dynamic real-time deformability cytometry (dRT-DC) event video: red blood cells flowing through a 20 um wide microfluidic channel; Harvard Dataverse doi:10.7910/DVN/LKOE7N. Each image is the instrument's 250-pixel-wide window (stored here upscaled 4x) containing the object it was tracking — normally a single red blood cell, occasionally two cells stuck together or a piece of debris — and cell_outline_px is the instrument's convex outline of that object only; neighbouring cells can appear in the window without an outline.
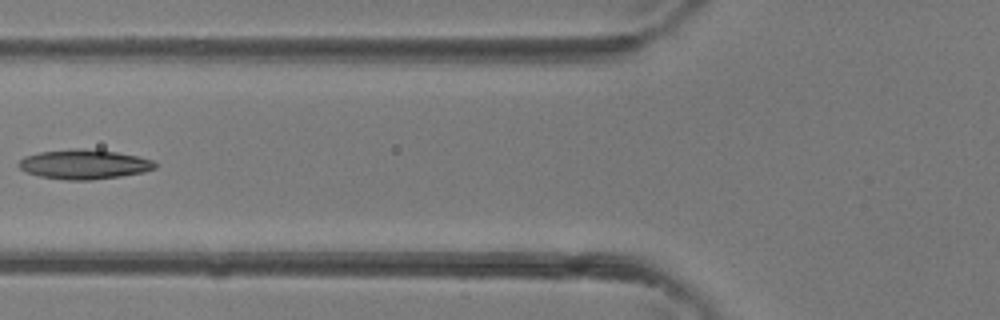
{"species": "common noctule bat (a hibernating species)", "species_latin": "Nyctalus noctula", "temperature_condition": "room temperature", "stored_images_in_passage": 4, "camera_frame_rate_fps": 3000, "um_per_image_px": 0.085, "animal": {"sex": "female"}, "frame": {"image": 1, "passage_image": 4, "time_ms": 1.0, "image_size_px": [1000, 320], "cell_outline_px": [[156, 168], [144, 172], [120, 176], [92, 180], [68, 180], [40, 176], [28, 172], [20, 168], [16, 164], [24, 156], [40, 152], [76, 148], [84, 148], [116, 152], [136, 156], [152, 160], [156, 164]], "centroid_in_image_um": [7.14, 13.96], "position_along_channel_um": 118.7, "area_um2": 23.35}}